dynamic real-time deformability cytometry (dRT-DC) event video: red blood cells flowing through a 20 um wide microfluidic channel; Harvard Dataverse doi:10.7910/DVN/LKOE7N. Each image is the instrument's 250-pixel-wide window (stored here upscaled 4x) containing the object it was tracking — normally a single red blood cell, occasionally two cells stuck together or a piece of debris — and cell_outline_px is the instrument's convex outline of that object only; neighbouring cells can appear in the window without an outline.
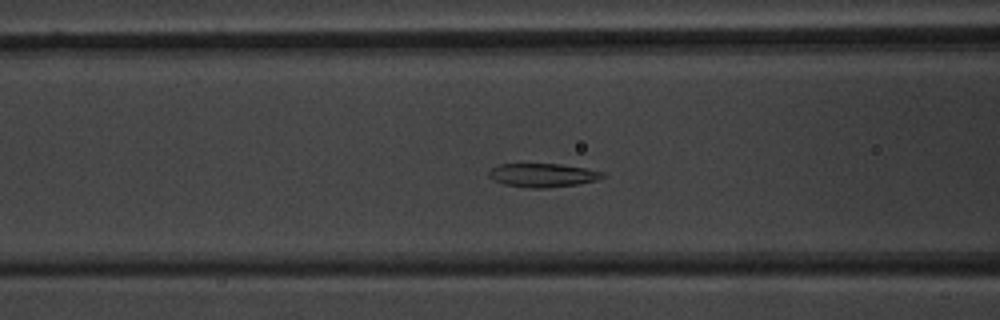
{"species": "common noctule bat (a hibernating species)", "species_latin": "Nyctalus noctula", "temperature_condition": "warm", "stored_images_in_passage": 36, "camera_frame_rate_fps": 3000, "um_per_image_px": 0.085, "animal": {"sex": "male", "body_mass_g": 20.1, "forearm_length_mm": 53.5}, "frame": {"image": 1, "passage_image": 5, "time_ms": 1.333, "image_size_px": [1000, 320], "cell_outline_px": [[604, 176], [596, 180], [576, 184], [544, 188], [528, 188], [504, 184], [488, 176], [488, 172], [492, 168], [500, 164], [560, 164], [584, 168], [604, 172]], "centroid_in_image_um": [46.11, 14.89], "position_along_channel_um": 120.5, "area_um2": 15.43}}
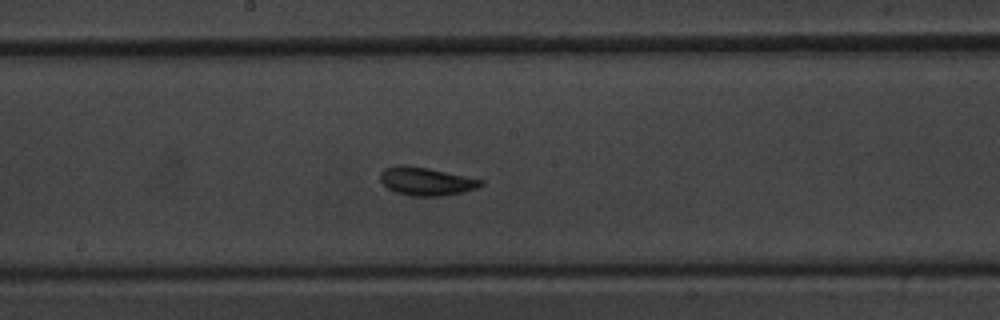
{"frame": {"image": 2, "passage_image": 12, "time_ms": 3.667, "image_size_px": [1000, 320], "cell_outline_px": [[484, 184], [476, 188], [464, 192], [444, 196], [412, 196], [396, 192], [388, 188], [380, 180], [380, 172], [384, 168], [396, 164], [404, 164], [428, 168], [484, 180]], "centroid_in_image_um": [36.21, 15.4], "position_along_channel_um": 212.0, "area_um2": 16.65}}
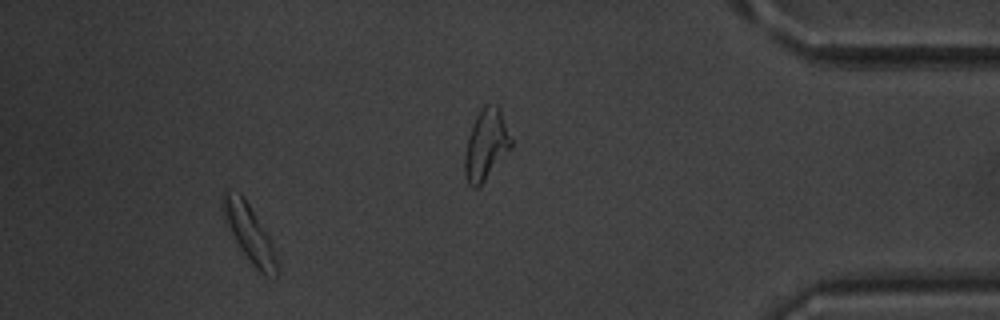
{"frame": {"image": 3, "passage_image": 32, "time_ms": 10.333, "image_size_px": [1000, 320], "cell_outline_px": [[280, 272], [276, 276], [264, 276], [252, 264], [240, 248], [224, 220], [220, 208], [220, 196], [224, 188], [240, 192], [244, 196], [268, 236], [272, 244]], "centroid_in_image_um": [21.13, 19.74], "position_along_channel_um": 414.1, "area_um2": 18.26}, "authors_computed_cell_mechanics": {"area_um2": 16.0395, "velocity_mm_per_s": 3.9193, "shape_relaxation_time_tau1_ms": 3.8366, "shape_relaxation_time_tau2_ms": 2.8874, "deformation_change_tau1": 0.1008, "deformation_change_tau2": 0.0762}}